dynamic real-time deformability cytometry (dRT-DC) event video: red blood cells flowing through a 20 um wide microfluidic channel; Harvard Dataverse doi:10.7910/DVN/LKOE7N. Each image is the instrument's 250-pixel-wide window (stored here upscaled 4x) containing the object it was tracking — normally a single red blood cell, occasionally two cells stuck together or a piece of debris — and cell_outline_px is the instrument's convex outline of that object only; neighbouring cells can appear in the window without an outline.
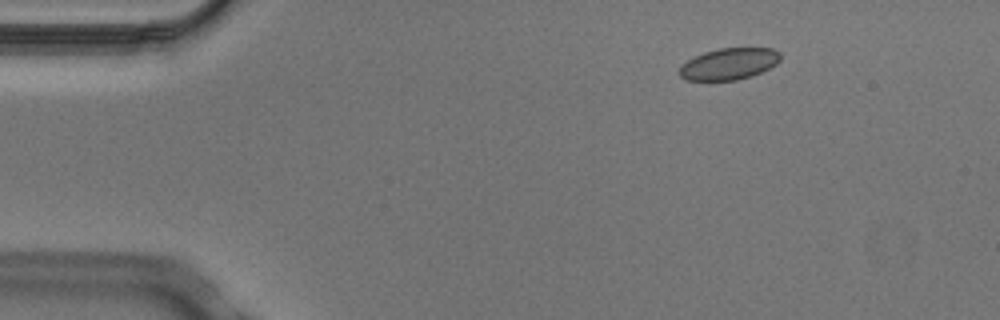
{"species": "Egyptian fruit bat (a non-hibernating species)", "species_latin": "Rousettus aegyptiacus", "temperature_condition": "cold", "stored_images_in_passage": 4, "camera_frame_rate_fps": 3000, "um_per_image_px": 0.085, "animal": {"sex": "male"}, "frame": {"image": 1, "passage_image": 1, "time_ms": 0.0, "image_size_px": [1000, 320], "cell_outline_px": [[780, 60], [776, 64], [752, 76], [736, 80], [684, 80], [676, 72], [688, 60], [704, 52], [720, 48], [772, 48], [780, 52]], "centroid_in_image_um": [61.96, 5.43], "position_along_channel_um": 23.0, "area_um2": 18.5}}
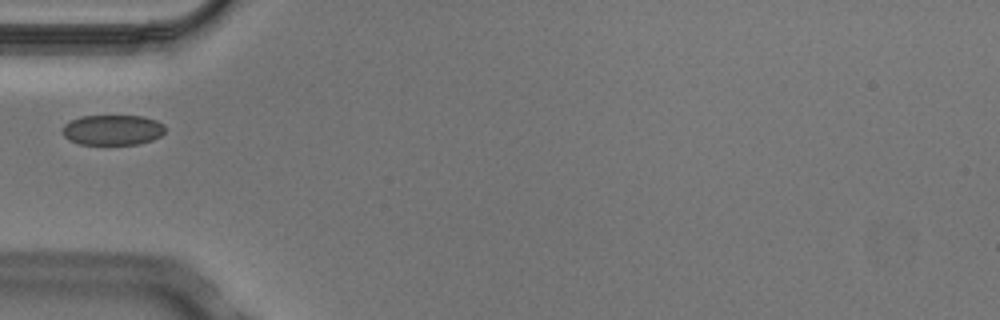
{"frame": {"image": 2, "passage_image": 3, "time_ms": 0.667, "image_size_px": [1000, 320], "cell_outline_px": [[164, 132], [160, 136], [152, 140], [140, 144], [80, 144], [68, 140], [64, 136], [64, 124], [80, 116], [144, 116], [156, 120], [164, 124]], "centroid_in_image_um": [9.59, 11.04], "position_along_channel_um": 75.4, "area_um2": 18.09}}